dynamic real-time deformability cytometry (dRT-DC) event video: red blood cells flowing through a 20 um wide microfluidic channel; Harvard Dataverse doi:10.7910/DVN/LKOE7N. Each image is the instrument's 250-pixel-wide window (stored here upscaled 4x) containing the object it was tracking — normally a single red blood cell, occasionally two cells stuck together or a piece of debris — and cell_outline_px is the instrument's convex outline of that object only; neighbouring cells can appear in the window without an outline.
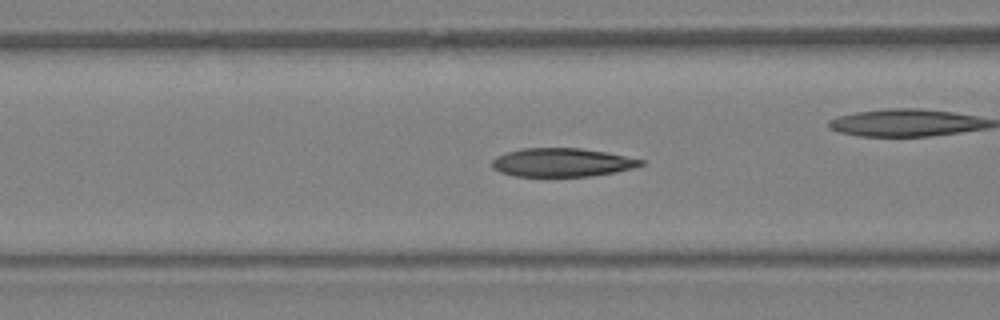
{"species": "Egyptian fruit bat (a non-hibernating species)", "species_latin": "Rousettus aegyptiacus", "temperature_condition": "warm", "stored_images_in_passage": 30, "camera_frame_rate_fps": 3000, "um_per_image_px": 0.085, "animal": {"sex": "female"}, "frame": {"image": 1, "passage_image": 5, "time_ms": 1.333, "image_size_px": [1000, 320], "cell_outline_px": [[644, 164], [632, 168], [616, 172], [588, 176], [516, 176], [500, 172], [492, 168], [492, 160], [496, 156], [504, 152], [520, 148], [580, 148], [608, 152], [644, 160]], "centroid_in_image_um": [47.74, 13.8], "position_along_channel_um": 118.9, "area_um2": 24.85}}